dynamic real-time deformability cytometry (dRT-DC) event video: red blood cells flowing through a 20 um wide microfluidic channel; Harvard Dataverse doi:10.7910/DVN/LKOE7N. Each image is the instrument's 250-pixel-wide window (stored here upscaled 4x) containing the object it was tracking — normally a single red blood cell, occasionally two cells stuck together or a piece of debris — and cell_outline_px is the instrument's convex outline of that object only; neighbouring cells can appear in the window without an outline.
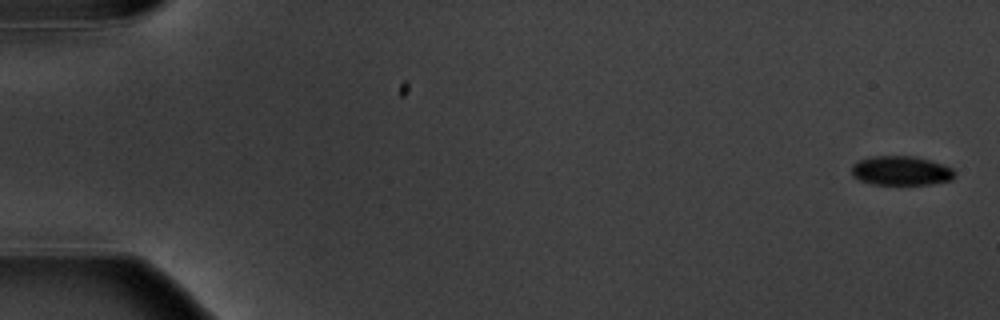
{"species": "common noctule bat (a hibernating species)", "species_latin": "Nyctalus noctula", "temperature_condition": "warm", "stored_images_in_passage": 5, "camera_frame_rate_fps": 3000, "um_per_image_px": 0.085, "animal": {"sex": "male", "body_mass_g": 20.1, "forearm_length_mm": 53.5}, "frame": {"image": 1, "passage_image": 1, "time_ms": 0.0, "image_size_px": [1000, 320], "cell_outline_px": [[952, 180], [932, 184], [872, 184], [860, 180], [852, 176], [852, 164], [860, 160], [872, 156], [912, 156], [944, 164], [952, 168]], "centroid_in_image_um": [76.56, 14.51], "position_along_channel_um": 8.4, "area_um2": 17.4}}
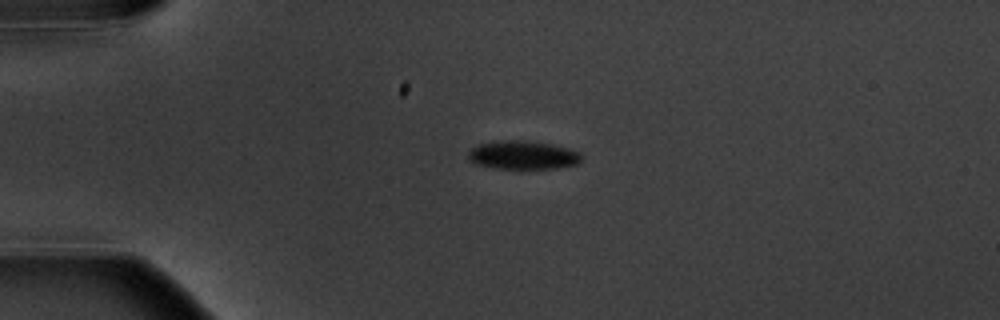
{"frame": {"image": 2, "passage_image": 4, "time_ms": 4.333, "image_size_px": [1000, 320], "cell_outline_px": [[580, 160], [576, 164], [560, 168], [492, 168], [476, 164], [468, 160], [468, 152], [472, 148], [480, 144], [500, 140], [528, 140], [552, 144], [568, 148], [580, 152]], "centroid_in_image_um": [44.43, 13.17], "position_along_channel_um": 40.6, "area_um2": 18.84}}